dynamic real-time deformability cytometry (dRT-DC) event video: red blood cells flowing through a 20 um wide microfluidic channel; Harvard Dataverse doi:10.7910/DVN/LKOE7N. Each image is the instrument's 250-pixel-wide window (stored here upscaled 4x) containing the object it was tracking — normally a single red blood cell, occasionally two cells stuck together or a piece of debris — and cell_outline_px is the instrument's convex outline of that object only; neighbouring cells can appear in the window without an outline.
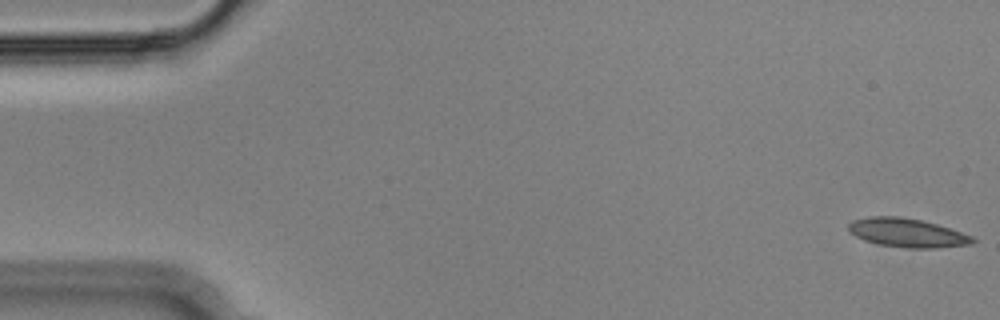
{"species": "Egyptian fruit bat (a non-hibernating species)", "species_latin": "Rousettus aegyptiacus", "temperature_condition": "cold", "stored_images_in_passage": 11, "camera_frame_rate_fps": 3000, "um_per_image_px": 0.085, "animal": {"sex": "male"}, "frame": {"image": 1, "passage_image": 1, "time_ms": 0.0, "image_size_px": [1000, 320], "cell_outline_px": [[976, 240], [972, 244], [936, 248], [908, 248], [880, 244], [864, 240], [848, 232], [848, 224], [852, 220], [868, 216], [900, 216], [924, 220], [972, 236]], "centroid_in_image_um": [77.08, 19.77], "position_along_channel_um": 7.9, "area_um2": 20.87}}